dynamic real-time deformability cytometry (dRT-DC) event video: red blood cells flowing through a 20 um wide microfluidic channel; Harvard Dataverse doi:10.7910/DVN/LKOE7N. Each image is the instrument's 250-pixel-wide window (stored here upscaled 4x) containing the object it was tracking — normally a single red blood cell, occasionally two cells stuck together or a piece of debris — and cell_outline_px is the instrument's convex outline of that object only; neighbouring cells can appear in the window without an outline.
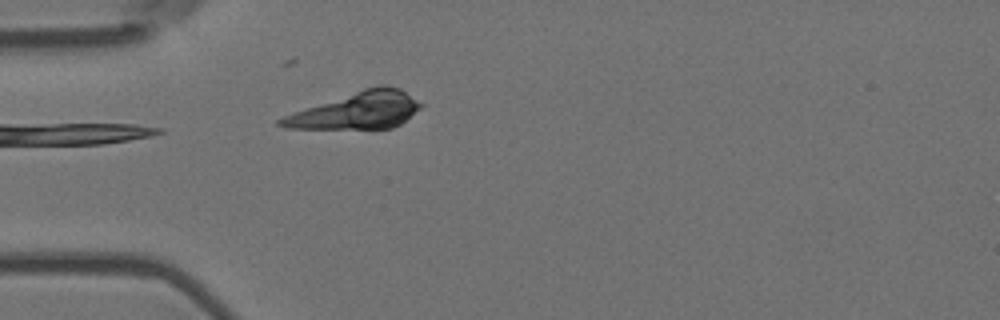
{"species": "Egyptian fruit bat (a non-hibernating species)", "species_latin": "Rousettus aegyptiacus", "temperature_condition": "room temperature", "stored_images_in_passage": 41, "camera_frame_rate_fps": 3000, "um_per_image_px": 0.085, "animal": {"sex": "female"}, "frame": {"image": 1, "passage_image": 1, "time_ms": 0.0, "image_size_px": [1000, 320], "cell_outline_px": [[424, 104], [420, 108], [400, 124], [392, 128], [284, 128], [276, 124], [276, 120], [284, 116], [364, 88], [380, 84], [388, 84], [400, 88]], "centroid_in_image_um": [30.38, 9.38], "position_along_channel_um": 54.6, "area_um2": 29.59}}
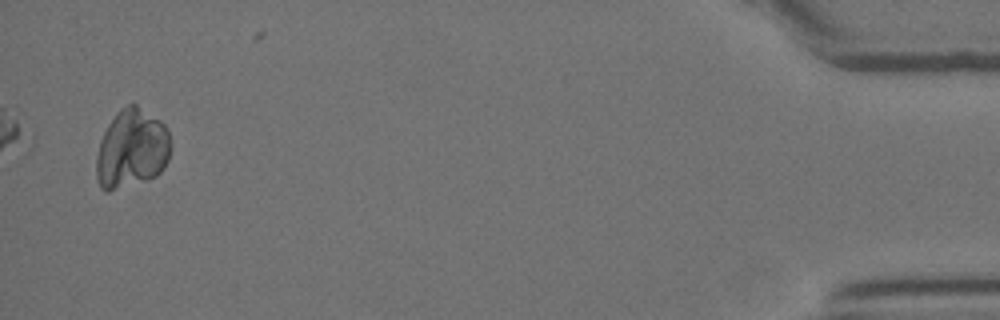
{"frame": {"image": 2, "passage_image": 39, "time_ms": 12.667, "image_size_px": [1000, 320], "cell_outline_px": [[168, 160], [164, 168], [156, 176], [108, 192], [104, 192], [100, 188], [96, 176], [96, 156], [100, 140], [108, 124], [116, 112], [120, 108], [128, 104], [136, 104], [160, 120], [168, 128]], "centroid_in_image_um": [11.15, 12.64], "position_along_channel_um": 424.0, "area_um2": 34.16}}